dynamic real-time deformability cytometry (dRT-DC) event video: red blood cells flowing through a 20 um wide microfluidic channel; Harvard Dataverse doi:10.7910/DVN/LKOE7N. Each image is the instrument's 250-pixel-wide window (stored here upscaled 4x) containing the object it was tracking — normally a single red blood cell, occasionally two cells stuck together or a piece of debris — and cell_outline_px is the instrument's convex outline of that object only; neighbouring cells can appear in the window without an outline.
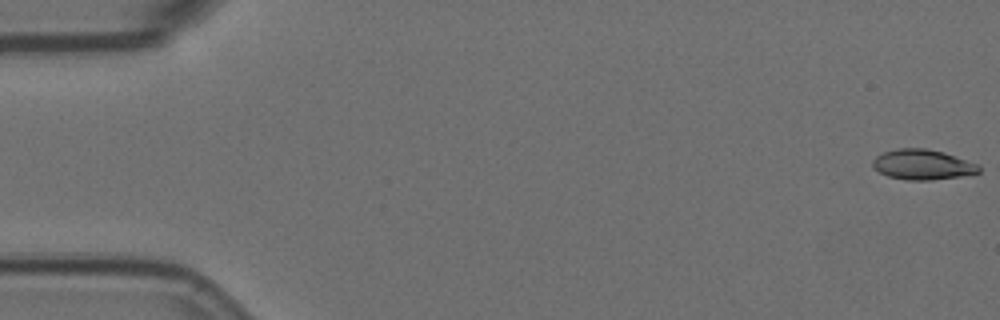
{"species": "Egyptian fruit bat (a non-hibernating species)", "species_latin": "Rousettus aegyptiacus", "temperature_condition": "room temperature", "stored_images_in_passage": 6, "segment_of_instrument_passage": [1, 2], "camera_frame_rate_fps": 3000, "um_per_image_px": 0.085, "animal": {"sex": "female"}, "frame": {"image": 1, "passage_image": 1, "time_ms": 0.0, "image_size_px": [1000, 320], "cell_outline_px": [[980, 172], [960, 176], [932, 180], [908, 180], [888, 176], [880, 172], [872, 164], [872, 160], [876, 156], [884, 152], [896, 148], [928, 148], [944, 152], [980, 164]], "centroid_in_image_um": [78.44, 13.98], "position_along_channel_um": 6.6, "area_um2": 18.73}}